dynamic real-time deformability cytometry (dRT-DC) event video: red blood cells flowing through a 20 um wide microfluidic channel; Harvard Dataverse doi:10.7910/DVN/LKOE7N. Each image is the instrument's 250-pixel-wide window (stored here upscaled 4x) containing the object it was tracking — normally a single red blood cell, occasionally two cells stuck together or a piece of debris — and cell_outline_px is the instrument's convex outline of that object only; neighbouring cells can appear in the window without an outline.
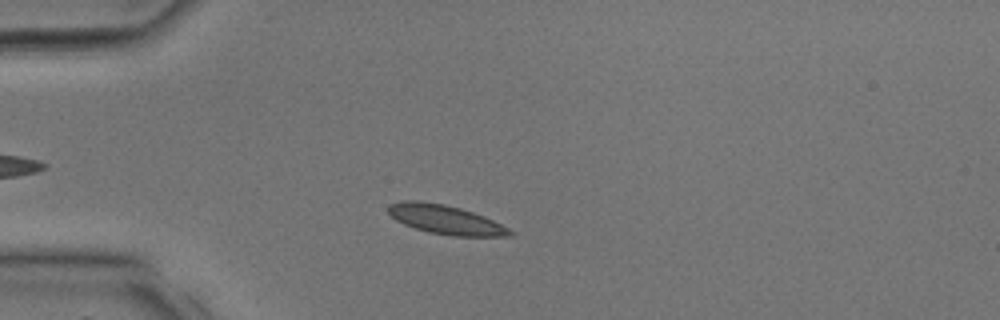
{"species": "common noctule bat (a hibernating species)", "species_latin": "Nyctalus noctula", "temperature_condition": "room temperature", "stored_images_in_passage": 30, "camera_frame_rate_fps": 3000, "um_per_image_px": 0.085, "animal": {"sex": "male", "body_mass_g": 17.9, "forearm_length_mm": 54.2}, "frame": {"image": 1, "passage_image": 5, "time_ms": 1.333, "image_size_px": [1000, 320], "cell_outline_px": [[516, 232], [512, 236], [452, 236], [428, 232], [404, 224], [396, 220], [388, 212], [388, 204], [400, 200], [416, 200], [444, 204], [460, 208], [484, 216]], "centroid_in_image_um": [37.85, 18.66], "position_along_channel_um": 47.1, "area_um2": 20.63}}
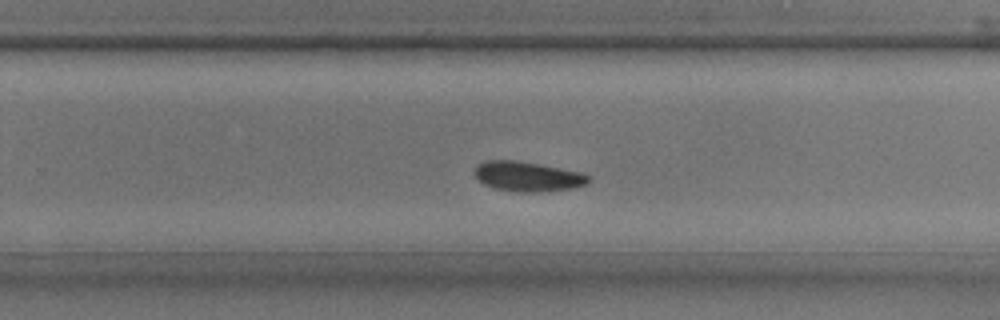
{"frame": {"image": 2, "passage_image": 18, "time_ms": 5.667, "image_size_px": [1000, 320], "cell_outline_px": [[592, 180], [588, 184], [572, 188], [540, 192], [520, 192], [496, 188], [484, 184], [472, 172], [476, 164], [484, 160], [512, 160], [540, 164], [584, 172], [592, 176]], "centroid_in_image_um": [44.9, 14.99], "position_along_channel_um": 284.9, "area_um2": 20.11}}
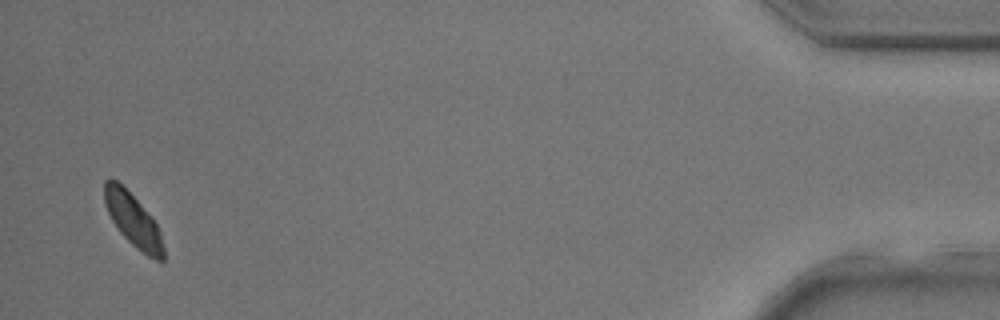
{"frame": {"image": 3, "passage_image": 29, "time_ms": 9.333, "image_size_px": [1000, 320], "cell_outline_px": [[164, 260], [156, 260], [148, 256], [136, 248], [120, 232], [112, 220], [108, 212], [104, 200], [104, 180], [116, 180], [140, 204], [156, 224], [160, 232], [164, 248]], "centroid_in_image_um": [11.31, 18.74], "position_along_channel_um": 423.9, "area_um2": 17.63}}